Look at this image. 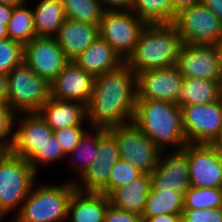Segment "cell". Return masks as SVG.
<instances>
[{"label":"cell","instance_id":"obj_1","mask_svg":"<svg viewBox=\"0 0 222 222\" xmlns=\"http://www.w3.org/2000/svg\"><path fill=\"white\" fill-rule=\"evenodd\" d=\"M137 100V74L126 64L94 78L87 104L90 127L109 129L133 120Z\"/></svg>","mask_w":222,"mask_h":222},{"label":"cell","instance_id":"obj_2","mask_svg":"<svg viewBox=\"0 0 222 222\" xmlns=\"http://www.w3.org/2000/svg\"><path fill=\"white\" fill-rule=\"evenodd\" d=\"M162 151L181 150L187 139L178 104L162 100L137 99L132 120Z\"/></svg>","mask_w":222,"mask_h":222},{"label":"cell","instance_id":"obj_3","mask_svg":"<svg viewBox=\"0 0 222 222\" xmlns=\"http://www.w3.org/2000/svg\"><path fill=\"white\" fill-rule=\"evenodd\" d=\"M183 45L173 24L147 25L125 63L137 74L177 64Z\"/></svg>","mask_w":222,"mask_h":222},{"label":"cell","instance_id":"obj_4","mask_svg":"<svg viewBox=\"0 0 222 222\" xmlns=\"http://www.w3.org/2000/svg\"><path fill=\"white\" fill-rule=\"evenodd\" d=\"M75 190V181L52 186L35 183L12 222L66 221L68 203Z\"/></svg>","mask_w":222,"mask_h":222},{"label":"cell","instance_id":"obj_5","mask_svg":"<svg viewBox=\"0 0 222 222\" xmlns=\"http://www.w3.org/2000/svg\"><path fill=\"white\" fill-rule=\"evenodd\" d=\"M7 105L15 114L38 113L50 99V83L24 61L8 74Z\"/></svg>","mask_w":222,"mask_h":222},{"label":"cell","instance_id":"obj_6","mask_svg":"<svg viewBox=\"0 0 222 222\" xmlns=\"http://www.w3.org/2000/svg\"><path fill=\"white\" fill-rule=\"evenodd\" d=\"M37 175L27 160L9 152L0 162V210L8 216L15 209V216L37 182Z\"/></svg>","mask_w":222,"mask_h":222},{"label":"cell","instance_id":"obj_7","mask_svg":"<svg viewBox=\"0 0 222 222\" xmlns=\"http://www.w3.org/2000/svg\"><path fill=\"white\" fill-rule=\"evenodd\" d=\"M108 130L118 142L120 159L143 173L151 174L158 165L162 150L133 121L112 126Z\"/></svg>","mask_w":222,"mask_h":222},{"label":"cell","instance_id":"obj_8","mask_svg":"<svg viewBox=\"0 0 222 222\" xmlns=\"http://www.w3.org/2000/svg\"><path fill=\"white\" fill-rule=\"evenodd\" d=\"M187 143L217 144L222 138V98L207 104L182 106Z\"/></svg>","mask_w":222,"mask_h":222},{"label":"cell","instance_id":"obj_9","mask_svg":"<svg viewBox=\"0 0 222 222\" xmlns=\"http://www.w3.org/2000/svg\"><path fill=\"white\" fill-rule=\"evenodd\" d=\"M173 25L183 44L216 45L222 40V22L202 3L177 14Z\"/></svg>","mask_w":222,"mask_h":222},{"label":"cell","instance_id":"obj_10","mask_svg":"<svg viewBox=\"0 0 222 222\" xmlns=\"http://www.w3.org/2000/svg\"><path fill=\"white\" fill-rule=\"evenodd\" d=\"M147 24L132 11H104L99 36L125 61L133 51Z\"/></svg>","mask_w":222,"mask_h":222},{"label":"cell","instance_id":"obj_11","mask_svg":"<svg viewBox=\"0 0 222 222\" xmlns=\"http://www.w3.org/2000/svg\"><path fill=\"white\" fill-rule=\"evenodd\" d=\"M92 165L75 181L76 189L85 192H102L108 196V182L114 164L120 159L118 142L105 128H98V148Z\"/></svg>","mask_w":222,"mask_h":222},{"label":"cell","instance_id":"obj_12","mask_svg":"<svg viewBox=\"0 0 222 222\" xmlns=\"http://www.w3.org/2000/svg\"><path fill=\"white\" fill-rule=\"evenodd\" d=\"M182 150L188 156L191 186L222 188V152L217 144L187 143Z\"/></svg>","mask_w":222,"mask_h":222},{"label":"cell","instance_id":"obj_13","mask_svg":"<svg viewBox=\"0 0 222 222\" xmlns=\"http://www.w3.org/2000/svg\"><path fill=\"white\" fill-rule=\"evenodd\" d=\"M183 79L177 65L137 73V99L162 100L177 104Z\"/></svg>","mask_w":222,"mask_h":222},{"label":"cell","instance_id":"obj_14","mask_svg":"<svg viewBox=\"0 0 222 222\" xmlns=\"http://www.w3.org/2000/svg\"><path fill=\"white\" fill-rule=\"evenodd\" d=\"M23 61L49 83L69 62L54 37H35L25 44Z\"/></svg>","mask_w":222,"mask_h":222},{"label":"cell","instance_id":"obj_15","mask_svg":"<svg viewBox=\"0 0 222 222\" xmlns=\"http://www.w3.org/2000/svg\"><path fill=\"white\" fill-rule=\"evenodd\" d=\"M15 128L10 152L25 160H28L38 148H41L53 134L52 128L39 113L16 114Z\"/></svg>","mask_w":222,"mask_h":222},{"label":"cell","instance_id":"obj_16","mask_svg":"<svg viewBox=\"0 0 222 222\" xmlns=\"http://www.w3.org/2000/svg\"><path fill=\"white\" fill-rule=\"evenodd\" d=\"M176 65L184 78L222 80L215 45L183 44Z\"/></svg>","mask_w":222,"mask_h":222},{"label":"cell","instance_id":"obj_17","mask_svg":"<svg viewBox=\"0 0 222 222\" xmlns=\"http://www.w3.org/2000/svg\"><path fill=\"white\" fill-rule=\"evenodd\" d=\"M169 151H162L157 167L150 174L151 185L184 194L191 187L188 156L182 149Z\"/></svg>","mask_w":222,"mask_h":222},{"label":"cell","instance_id":"obj_18","mask_svg":"<svg viewBox=\"0 0 222 222\" xmlns=\"http://www.w3.org/2000/svg\"><path fill=\"white\" fill-rule=\"evenodd\" d=\"M94 78L74 61H69L50 82V97L77 101L87 106L93 91Z\"/></svg>","mask_w":222,"mask_h":222},{"label":"cell","instance_id":"obj_19","mask_svg":"<svg viewBox=\"0 0 222 222\" xmlns=\"http://www.w3.org/2000/svg\"><path fill=\"white\" fill-rule=\"evenodd\" d=\"M99 26L66 18L54 37L69 61H74L98 37Z\"/></svg>","mask_w":222,"mask_h":222},{"label":"cell","instance_id":"obj_20","mask_svg":"<svg viewBox=\"0 0 222 222\" xmlns=\"http://www.w3.org/2000/svg\"><path fill=\"white\" fill-rule=\"evenodd\" d=\"M38 113L52 130L83 124H88L90 128L86 105L77 101L50 97Z\"/></svg>","mask_w":222,"mask_h":222},{"label":"cell","instance_id":"obj_21","mask_svg":"<svg viewBox=\"0 0 222 222\" xmlns=\"http://www.w3.org/2000/svg\"><path fill=\"white\" fill-rule=\"evenodd\" d=\"M109 204V197L102 192L76 189L68 203L67 219L72 222H104Z\"/></svg>","mask_w":222,"mask_h":222},{"label":"cell","instance_id":"obj_22","mask_svg":"<svg viewBox=\"0 0 222 222\" xmlns=\"http://www.w3.org/2000/svg\"><path fill=\"white\" fill-rule=\"evenodd\" d=\"M74 62L94 77L119 68L125 61L100 36Z\"/></svg>","mask_w":222,"mask_h":222},{"label":"cell","instance_id":"obj_23","mask_svg":"<svg viewBox=\"0 0 222 222\" xmlns=\"http://www.w3.org/2000/svg\"><path fill=\"white\" fill-rule=\"evenodd\" d=\"M151 186L150 174L143 173L136 180L114 189L108 195L110 204L142 216Z\"/></svg>","mask_w":222,"mask_h":222},{"label":"cell","instance_id":"obj_24","mask_svg":"<svg viewBox=\"0 0 222 222\" xmlns=\"http://www.w3.org/2000/svg\"><path fill=\"white\" fill-rule=\"evenodd\" d=\"M222 98V80L184 78L177 104L189 106L207 104Z\"/></svg>","mask_w":222,"mask_h":222},{"label":"cell","instance_id":"obj_25","mask_svg":"<svg viewBox=\"0 0 222 222\" xmlns=\"http://www.w3.org/2000/svg\"><path fill=\"white\" fill-rule=\"evenodd\" d=\"M32 7L36 37H55L66 20L61 0H36Z\"/></svg>","mask_w":222,"mask_h":222},{"label":"cell","instance_id":"obj_26","mask_svg":"<svg viewBox=\"0 0 222 222\" xmlns=\"http://www.w3.org/2000/svg\"><path fill=\"white\" fill-rule=\"evenodd\" d=\"M184 194L175 190L155 189L151 186L142 217L162 214H182Z\"/></svg>","mask_w":222,"mask_h":222},{"label":"cell","instance_id":"obj_27","mask_svg":"<svg viewBox=\"0 0 222 222\" xmlns=\"http://www.w3.org/2000/svg\"><path fill=\"white\" fill-rule=\"evenodd\" d=\"M26 0L23 4L15 6L7 26L8 37L25 45L36 37L32 7L28 8Z\"/></svg>","mask_w":222,"mask_h":222},{"label":"cell","instance_id":"obj_28","mask_svg":"<svg viewBox=\"0 0 222 222\" xmlns=\"http://www.w3.org/2000/svg\"><path fill=\"white\" fill-rule=\"evenodd\" d=\"M88 131L89 132L86 131L81 137L80 142L75 149L66 155V157L70 156V158H74L70 160V163L73 165L71 167H74V169L78 172L77 175L79 174V177H81L92 165L97 154L98 128L90 127Z\"/></svg>","mask_w":222,"mask_h":222},{"label":"cell","instance_id":"obj_29","mask_svg":"<svg viewBox=\"0 0 222 222\" xmlns=\"http://www.w3.org/2000/svg\"><path fill=\"white\" fill-rule=\"evenodd\" d=\"M132 12L147 25L172 24L171 0H135Z\"/></svg>","mask_w":222,"mask_h":222},{"label":"cell","instance_id":"obj_30","mask_svg":"<svg viewBox=\"0 0 222 222\" xmlns=\"http://www.w3.org/2000/svg\"><path fill=\"white\" fill-rule=\"evenodd\" d=\"M66 18L100 25L104 9L99 0H61Z\"/></svg>","mask_w":222,"mask_h":222},{"label":"cell","instance_id":"obj_31","mask_svg":"<svg viewBox=\"0 0 222 222\" xmlns=\"http://www.w3.org/2000/svg\"><path fill=\"white\" fill-rule=\"evenodd\" d=\"M222 207V188L191 186L184 193L183 209H206Z\"/></svg>","mask_w":222,"mask_h":222},{"label":"cell","instance_id":"obj_32","mask_svg":"<svg viewBox=\"0 0 222 222\" xmlns=\"http://www.w3.org/2000/svg\"><path fill=\"white\" fill-rule=\"evenodd\" d=\"M64 158L68 159L56 136L52 134L45 144L41 148H38L27 161L37 173L41 165L49 166L65 160Z\"/></svg>","mask_w":222,"mask_h":222},{"label":"cell","instance_id":"obj_33","mask_svg":"<svg viewBox=\"0 0 222 222\" xmlns=\"http://www.w3.org/2000/svg\"><path fill=\"white\" fill-rule=\"evenodd\" d=\"M24 45L10 38L0 40V73L8 74L23 62Z\"/></svg>","mask_w":222,"mask_h":222},{"label":"cell","instance_id":"obj_34","mask_svg":"<svg viewBox=\"0 0 222 222\" xmlns=\"http://www.w3.org/2000/svg\"><path fill=\"white\" fill-rule=\"evenodd\" d=\"M143 172L127 161L119 159L110 172L108 195L116 188L136 180Z\"/></svg>","mask_w":222,"mask_h":222},{"label":"cell","instance_id":"obj_35","mask_svg":"<svg viewBox=\"0 0 222 222\" xmlns=\"http://www.w3.org/2000/svg\"><path fill=\"white\" fill-rule=\"evenodd\" d=\"M84 126L75 125L53 130V134L56 136L66 155L73 151L79 144L81 137L87 131Z\"/></svg>","mask_w":222,"mask_h":222},{"label":"cell","instance_id":"obj_36","mask_svg":"<svg viewBox=\"0 0 222 222\" xmlns=\"http://www.w3.org/2000/svg\"><path fill=\"white\" fill-rule=\"evenodd\" d=\"M181 222H222V207L183 209Z\"/></svg>","mask_w":222,"mask_h":222},{"label":"cell","instance_id":"obj_37","mask_svg":"<svg viewBox=\"0 0 222 222\" xmlns=\"http://www.w3.org/2000/svg\"><path fill=\"white\" fill-rule=\"evenodd\" d=\"M15 113L8 105L0 104V142L11 146Z\"/></svg>","mask_w":222,"mask_h":222},{"label":"cell","instance_id":"obj_38","mask_svg":"<svg viewBox=\"0 0 222 222\" xmlns=\"http://www.w3.org/2000/svg\"><path fill=\"white\" fill-rule=\"evenodd\" d=\"M104 222H143L142 216L109 204Z\"/></svg>","mask_w":222,"mask_h":222},{"label":"cell","instance_id":"obj_39","mask_svg":"<svg viewBox=\"0 0 222 222\" xmlns=\"http://www.w3.org/2000/svg\"><path fill=\"white\" fill-rule=\"evenodd\" d=\"M135 0H99L104 11H132Z\"/></svg>","mask_w":222,"mask_h":222},{"label":"cell","instance_id":"obj_40","mask_svg":"<svg viewBox=\"0 0 222 222\" xmlns=\"http://www.w3.org/2000/svg\"><path fill=\"white\" fill-rule=\"evenodd\" d=\"M172 1V24L177 14L181 11L201 3V0H171Z\"/></svg>","mask_w":222,"mask_h":222},{"label":"cell","instance_id":"obj_41","mask_svg":"<svg viewBox=\"0 0 222 222\" xmlns=\"http://www.w3.org/2000/svg\"><path fill=\"white\" fill-rule=\"evenodd\" d=\"M143 222H181V214H162L155 217H142Z\"/></svg>","mask_w":222,"mask_h":222},{"label":"cell","instance_id":"obj_42","mask_svg":"<svg viewBox=\"0 0 222 222\" xmlns=\"http://www.w3.org/2000/svg\"><path fill=\"white\" fill-rule=\"evenodd\" d=\"M201 3L222 22V0H201Z\"/></svg>","mask_w":222,"mask_h":222},{"label":"cell","instance_id":"obj_43","mask_svg":"<svg viewBox=\"0 0 222 222\" xmlns=\"http://www.w3.org/2000/svg\"><path fill=\"white\" fill-rule=\"evenodd\" d=\"M8 78L6 74L0 73V104L7 105Z\"/></svg>","mask_w":222,"mask_h":222},{"label":"cell","instance_id":"obj_44","mask_svg":"<svg viewBox=\"0 0 222 222\" xmlns=\"http://www.w3.org/2000/svg\"><path fill=\"white\" fill-rule=\"evenodd\" d=\"M14 7L0 3V23L8 26Z\"/></svg>","mask_w":222,"mask_h":222},{"label":"cell","instance_id":"obj_45","mask_svg":"<svg viewBox=\"0 0 222 222\" xmlns=\"http://www.w3.org/2000/svg\"><path fill=\"white\" fill-rule=\"evenodd\" d=\"M10 152V146L0 142V162Z\"/></svg>","mask_w":222,"mask_h":222},{"label":"cell","instance_id":"obj_46","mask_svg":"<svg viewBox=\"0 0 222 222\" xmlns=\"http://www.w3.org/2000/svg\"><path fill=\"white\" fill-rule=\"evenodd\" d=\"M25 1L26 0H0V3L15 7L23 4Z\"/></svg>","mask_w":222,"mask_h":222},{"label":"cell","instance_id":"obj_47","mask_svg":"<svg viewBox=\"0 0 222 222\" xmlns=\"http://www.w3.org/2000/svg\"><path fill=\"white\" fill-rule=\"evenodd\" d=\"M215 46H216V51L218 53L219 66H220L221 75H222V40Z\"/></svg>","mask_w":222,"mask_h":222},{"label":"cell","instance_id":"obj_48","mask_svg":"<svg viewBox=\"0 0 222 222\" xmlns=\"http://www.w3.org/2000/svg\"><path fill=\"white\" fill-rule=\"evenodd\" d=\"M7 38H9L7 33V27L0 23V40Z\"/></svg>","mask_w":222,"mask_h":222},{"label":"cell","instance_id":"obj_49","mask_svg":"<svg viewBox=\"0 0 222 222\" xmlns=\"http://www.w3.org/2000/svg\"><path fill=\"white\" fill-rule=\"evenodd\" d=\"M6 217V214L0 210V220Z\"/></svg>","mask_w":222,"mask_h":222},{"label":"cell","instance_id":"obj_50","mask_svg":"<svg viewBox=\"0 0 222 222\" xmlns=\"http://www.w3.org/2000/svg\"><path fill=\"white\" fill-rule=\"evenodd\" d=\"M218 147L220 148L221 152H222V138L221 140L217 143Z\"/></svg>","mask_w":222,"mask_h":222}]
</instances>
